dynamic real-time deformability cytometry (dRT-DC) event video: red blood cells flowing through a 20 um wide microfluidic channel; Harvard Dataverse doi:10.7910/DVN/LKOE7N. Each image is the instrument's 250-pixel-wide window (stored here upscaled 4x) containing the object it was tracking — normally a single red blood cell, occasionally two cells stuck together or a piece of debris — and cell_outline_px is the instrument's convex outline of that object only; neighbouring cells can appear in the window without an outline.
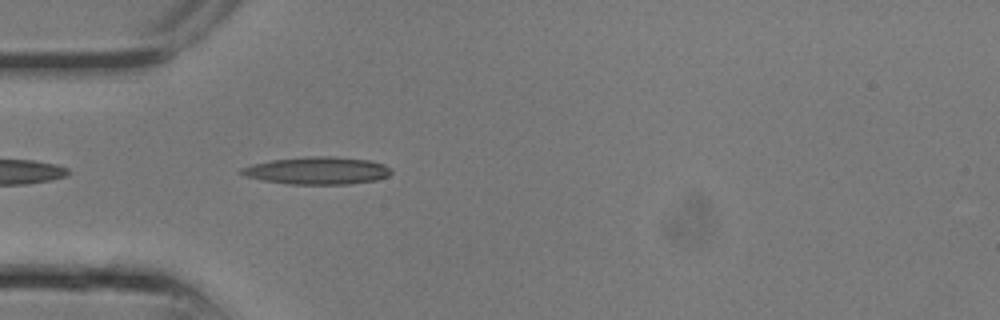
{"species": "common noctule bat (a hibernating species)", "species_latin": "Nyctalus noctula", "temperature_condition": "room temperature", "stored_images_in_passage": 6, "camera_frame_rate_fps": 3000, "um_per_image_px": 0.085, "animal": {"sex": "male", "body_mass_g": 13.3}, "frame": {"image": 1, "passage_image": 6, "time_ms": 1.667, "image_size_px": [1000, 320], "cell_outline_px": [[392, 172], [388, 176], [376, 180], [348, 184], [292, 184], [264, 180], [248, 176], [240, 172], [240, 168], [252, 164], [272, 160], [308, 156], [332, 156], [372, 160], [384, 164]], "centroid_in_image_um": [27.01, 14.49], "position_along_channel_um": 58.0, "area_um2": 23.81}}